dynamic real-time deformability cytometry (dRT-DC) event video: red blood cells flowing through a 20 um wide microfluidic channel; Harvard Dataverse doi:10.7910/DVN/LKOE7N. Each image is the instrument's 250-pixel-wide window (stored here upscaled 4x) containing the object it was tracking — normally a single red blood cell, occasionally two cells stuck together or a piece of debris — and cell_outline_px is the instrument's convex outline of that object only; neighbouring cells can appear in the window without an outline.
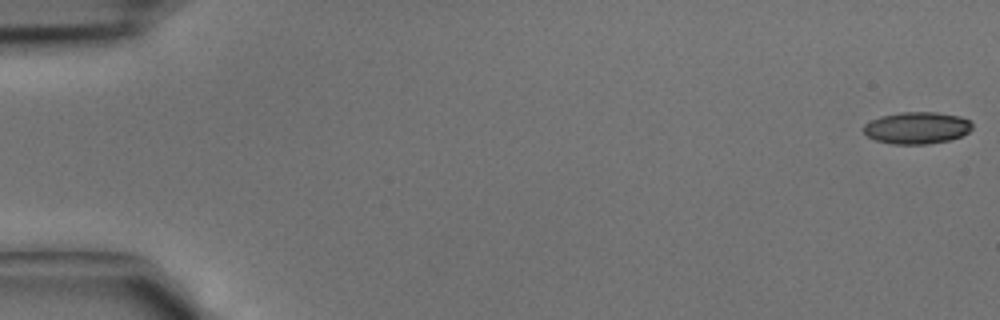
{"species": "common noctule bat (a hibernating species)", "species_latin": "Nyctalus noctula", "temperature_condition": "cold", "stored_images_in_passage": 43, "camera_frame_rate_fps": 3000, "um_per_image_px": 0.085, "animal": {"sex": "male", "body_mass_g": 15.6}, "frame": {"image": 1, "passage_image": 1, "time_ms": 0.0, "image_size_px": [1000, 320], "cell_outline_px": [[972, 128], [968, 132], [960, 136], [948, 140], [928, 144], [892, 144], [876, 140], [868, 136], [864, 132], [864, 124], [880, 116], [900, 112], [936, 112], [960, 116], [968, 120], [972, 124]], "centroid_in_image_um": [77.93, 10.86], "position_along_channel_um": 7.1, "area_um2": 20.11}}
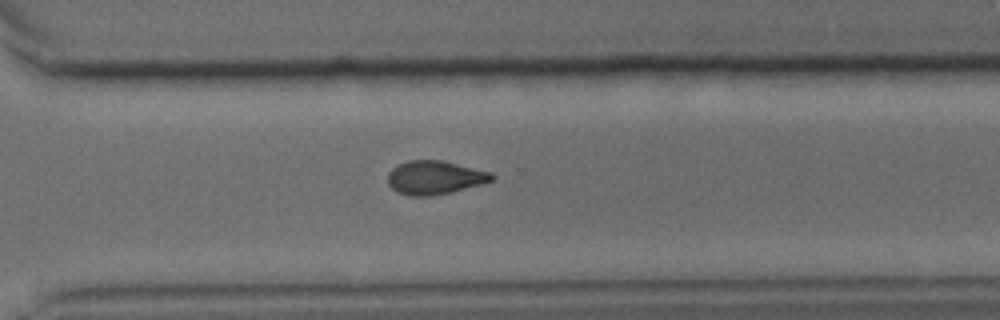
{"frame": {"image": 2, "passage_image": 31, "time_ms": 10.0, "image_size_px": [1000, 320], "cell_outline_px": [[496, 176], [492, 180], [484, 184], [452, 192], [432, 196], [408, 196], [396, 192], [388, 184], [388, 172], [396, 164], [408, 160], [440, 160], [492, 172]], "centroid_in_image_um": [36.95, 15.1], "position_along_channel_um": 333.7, "area_um2": 20.69}}
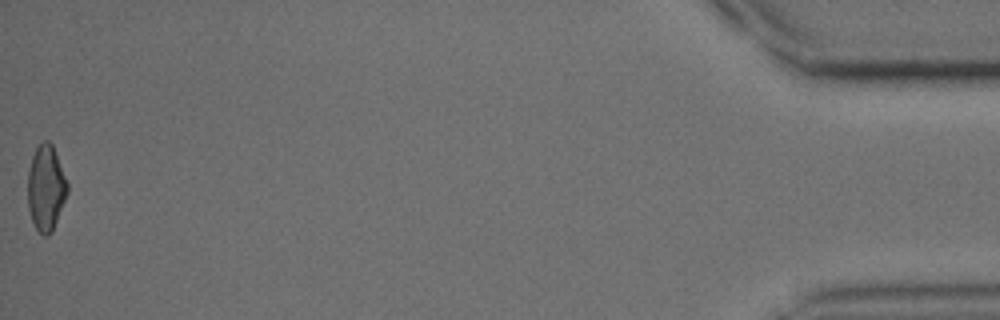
{"frame": {"image": 3, "passage_image": 43, "time_ms": 14.0, "image_size_px": [1000, 320], "cell_outline_px": [[68, 192], [52, 232], [48, 236], [44, 236], [36, 228], [32, 220], [28, 208], [28, 172], [32, 156], [36, 148], [44, 140], [48, 140], [52, 144], [68, 184]], "centroid_in_image_um": [3.9, 15.99], "position_along_channel_um": 431.3, "area_um2": 19.59}}